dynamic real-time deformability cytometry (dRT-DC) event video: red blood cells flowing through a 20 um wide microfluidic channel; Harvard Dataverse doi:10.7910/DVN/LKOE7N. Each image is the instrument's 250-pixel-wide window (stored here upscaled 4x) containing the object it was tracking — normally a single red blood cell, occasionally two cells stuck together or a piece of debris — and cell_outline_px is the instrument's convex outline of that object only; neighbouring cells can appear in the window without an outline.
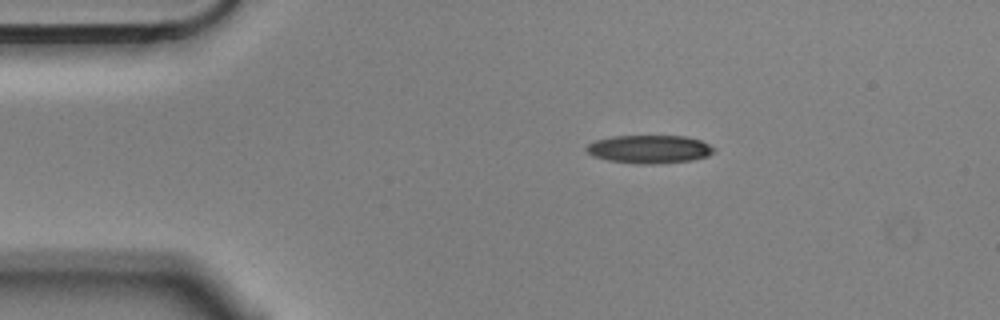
{"species": "Egyptian fruit bat (a non-hibernating species)", "species_latin": "Rousettus aegyptiacus", "temperature_condition": "cold", "stored_images_in_passage": 13, "camera_frame_rate_fps": 3000, "um_per_image_px": 0.085, "animal": {"sex": "male"}, "frame": {"image": 1, "passage_image": 1, "time_ms": 0.0, "image_size_px": [1000, 320], "cell_outline_px": [[716, 152], [708, 156], [692, 160], [656, 164], [636, 164], [608, 160], [592, 156], [584, 148], [588, 144], [596, 140], [612, 136], [684, 136], [700, 140], [716, 148]], "centroid_in_image_um": [55.21, 12.68], "position_along_channel_um": 29.8, "area_um2": 21.1}}
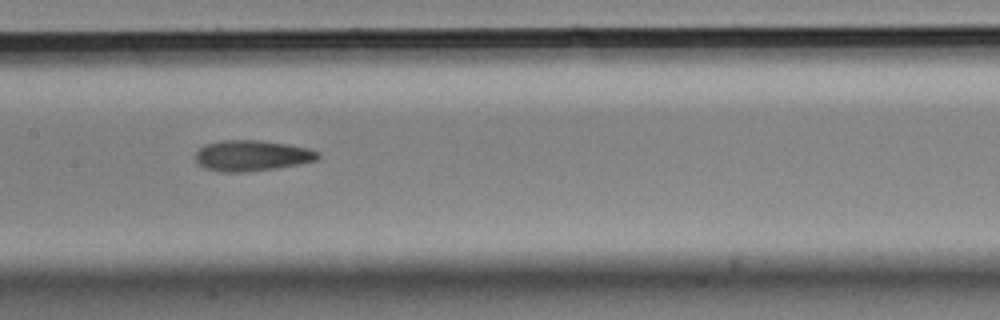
{"frame": {"image": 2, "passage_image": 6, "time_ms": 1.667, "image_size_px": [1000, 320], "cell_outline_px": [[320, 156], [316, 160], [276, 168], [248, 172], [220, 172], [204, 168], [196, 160], [196, 152], [204, 144], [224, 140], [260, 140], [288, 144], [308, 148], [320, 152]], "centroid_in_image_um": [21.4, 13.22], "position_along_channel_um": 186.0, "area_um2": 21.96}}
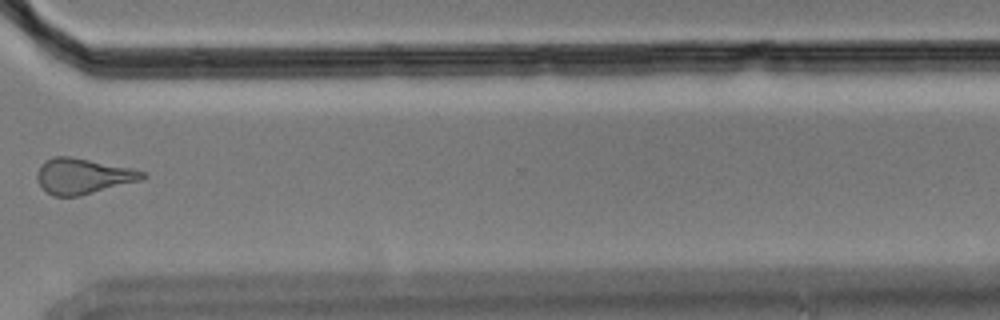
{"frame": {"image": 3, "passage_image": 10, "time_ms": 3.0, "image_size_px": [1000, 320], "cell_outline_px": [[148, 176], [140, 180], [80, 196], [52, 196], [36, 180], [36, 172], [40, 164], [44, 160], [52, 156], [68, 156], [132, 168], [144, 172]], "centroid_in_image_um": [7.01, 14.96], "position_along_channel_um": 363.6, "area_um2": 21.79}}